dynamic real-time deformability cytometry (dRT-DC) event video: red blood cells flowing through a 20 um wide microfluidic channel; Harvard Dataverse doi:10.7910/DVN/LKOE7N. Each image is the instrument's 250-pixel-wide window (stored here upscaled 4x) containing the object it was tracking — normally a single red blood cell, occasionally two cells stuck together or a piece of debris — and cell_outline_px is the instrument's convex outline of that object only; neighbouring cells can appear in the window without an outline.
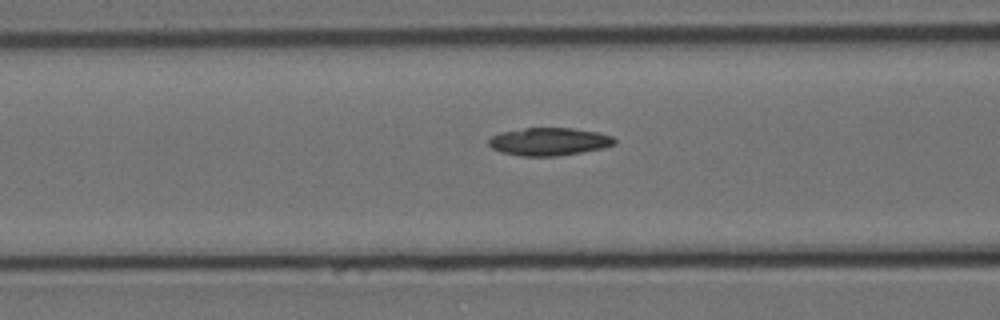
{"species": "Egyptian fruit bat (a non-hibernating species)", "species_latin": "Rousettus aegyptiacus", "temperature_condition": "cold", "stored_images_in_passage": 42, "camera_frame_rate_fps": 3000, "um_per_image_px": 0.085, "animal": {"sex": "female"}, "frame": {"image": 1, "passage_image": 20, "time_ms": 6.333, "image_size_px": [1000, 320], "cell_outline_px": [[616, 144], [604, 148], [556, 156], [520, 156], [500, 152], [492, 148], [488, 144], [488, 140], [492, 136], [500, 132], [524, 128], [572, 128], [596, 132], [612, 136], [616, 140]], "centroid_in_image_um": [46.65, 12.04], "position_along_channel_um": 119.9, "area_um2": 20.4}}
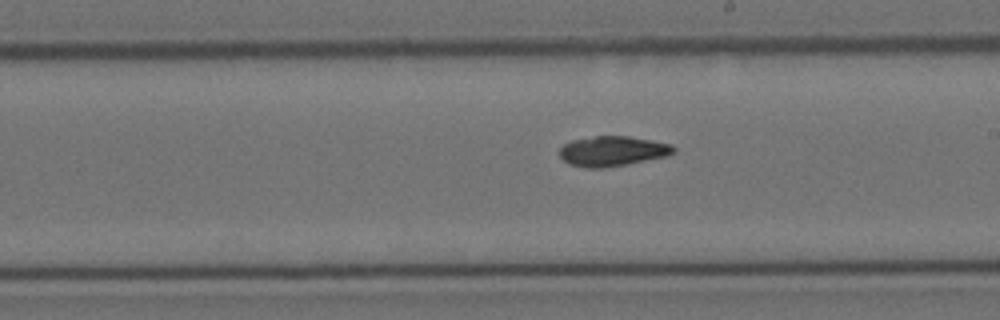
{"frame": {"image": 2, "passage_image": 30, "time_ms": 9.667, "image_size_px": [1000, 320], "cell_outline_px": [[676, 152], [668, 156], [604, 168], [584, 168], [568, 164], [560, 156], [560, 148], [564, 144], [572, 140], [596, 136], [628, 136], [652, 140], [672, 144], [676, 148]], "centroid_in_image_um": [52.08, 12.85], "position_along_channel_um": 236.9, "area_um2": 20.06}}
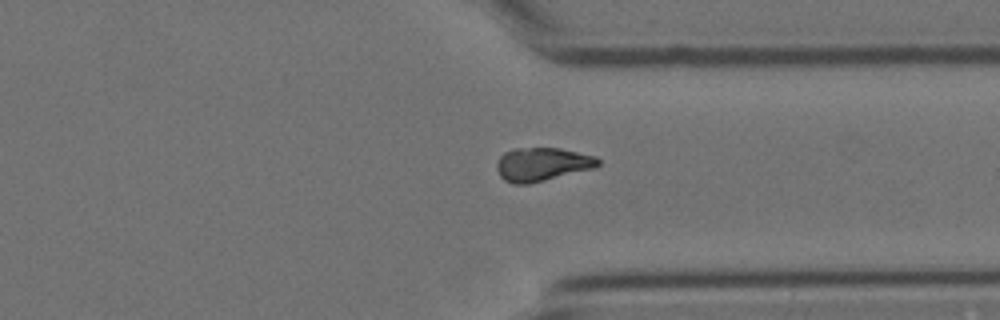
{"frame": {"image": 3, "passage_image": 41, "time_ms": 13.333, "image_size_px": [1000, 320], "cell_outline_px": [[600, 164], [596, 168], [528, 184], [512, 184], [504, 180], [500, 176], [496, 168], [496, 164], [500, 156], [504, 152], [512, 148], [560, 148], [596, 156], [600, 160]], "centroid_in_image_um": [46.08, 13.96], "position_along_channel_um": 365.3, "area_um2": 20.0}}